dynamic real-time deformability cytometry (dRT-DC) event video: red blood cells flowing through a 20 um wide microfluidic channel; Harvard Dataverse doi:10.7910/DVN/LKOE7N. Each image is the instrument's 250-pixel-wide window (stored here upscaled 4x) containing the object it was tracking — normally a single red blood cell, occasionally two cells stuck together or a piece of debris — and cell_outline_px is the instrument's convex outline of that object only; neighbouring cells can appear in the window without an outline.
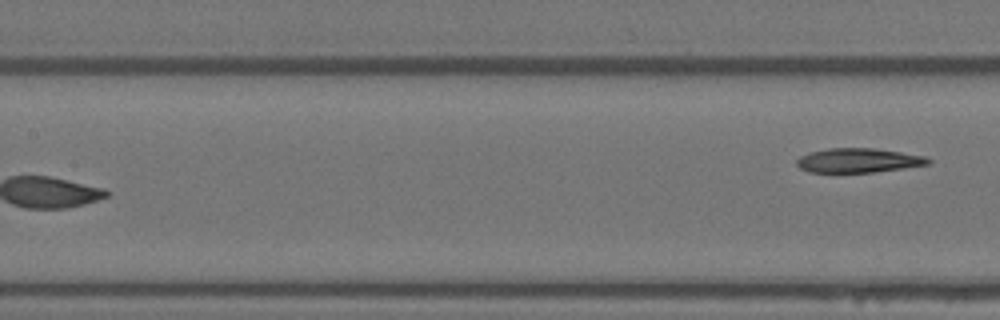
{"species": "Egyptian fruit bat (a non-hibernating species)", "species_latin": "Rousettus aegyptiacus", "temperature_condition": "warm", "stored_images_in_passage": 8, "segment_of_instrument_passage": [2, 2], "camera_frame_rate_fps": 3000, "um_per_image_px": 0.085, "animal": {"sex": "female"}, "frame": {"image": 1, "passage_image": 8, "time_ms": 2.333, "image_size_px": [1000, 320], "cell_outline_px": [[932, 160], [928, 164], [904, 168], [872, 172], [808, 172], [800, 168], [796, 164], [796, 160], [800, 156], [808, 152], [828, 148], [872, 148], [900, 152], [924, 156]], "centroid_in_image_um": [72.92, 13.63], "position_along_channel_um": 134.5, "area_um2": 18.55}}